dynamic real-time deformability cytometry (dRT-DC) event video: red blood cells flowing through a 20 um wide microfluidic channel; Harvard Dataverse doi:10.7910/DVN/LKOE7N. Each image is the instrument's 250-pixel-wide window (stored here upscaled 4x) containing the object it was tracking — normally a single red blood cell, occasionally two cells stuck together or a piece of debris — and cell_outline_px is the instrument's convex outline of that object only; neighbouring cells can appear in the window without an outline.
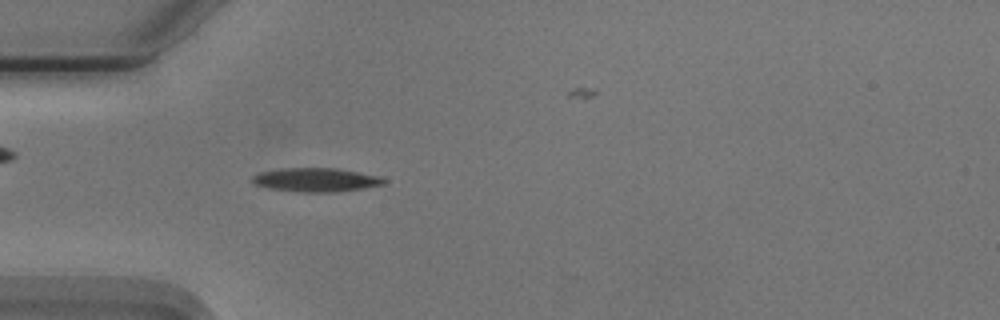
{"species": "Egyptian fruit bat (a non-hibernating species)", "species_latin": "Rousettus aegyptiacus", "temperature_condition": "cold", "stored_images_in_passage": 31, "camera_frame_rate_fps": 3000, "um_per_image_px": 0.085, "animal": {"sex": "male"}, "frame": {"image": 1, "passage_image": 1, "time_ms": 0.0, "image_size_px": [1000, 320], "cell_outline_px": [[388, 180], [384, 184], [364, 188], [336, 192], [296, 192], [268, 188], [252, 184], [252, 176], [260, 172], [280, 168], [336, 168], [380, 176]], "centroid_in_image_um": [26.84, 15.29], "position_along_channel_um": 58.2, "area_um2": 18.44}}
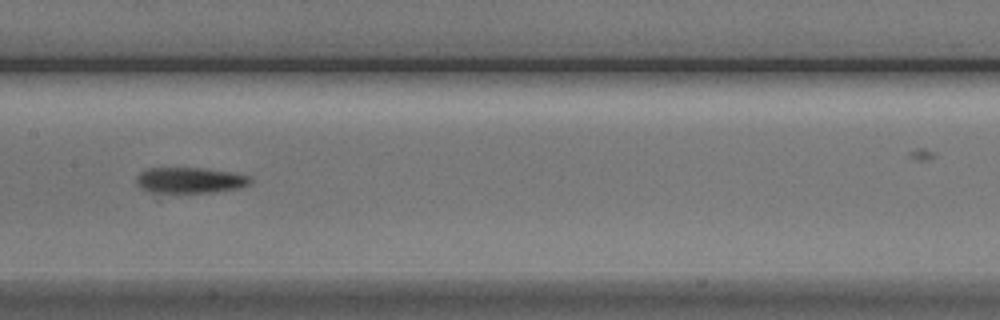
{"frame": {"image": 2, "passage_image": 12, "time_ms": 3.667, "image_size_px": [1000, 320], "cell_outline_px": [[252, 184], [240, 188], [216, 192], [176, 196], [148, 192], [140, 188], [136, 184], [136, 176], [140, 172], [148, 168], [200, 168], [228, 172], [252, 176]], "centroid_in_image_um": [16.11, 15.39], "position_along_channel_um": 191.3, "area_um2": 18.21}}
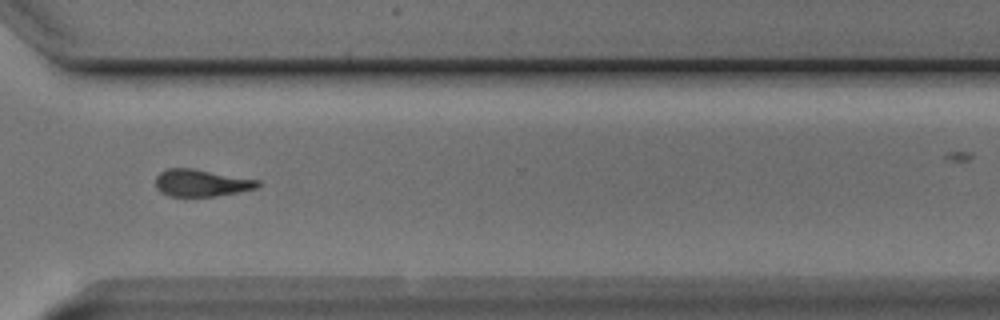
{"frame": {"image": 3, "passage_image": 25, "time_ms": 8.0, "image_size_px": [1000, 320], "cell_outline_px": [[260, 184], [256, 188], [216, 196], [168, 196], [160, 192], [156, 188], [156, 176], [160, 172], [168, 168], [192, 168], [260, 180]], "centroid_in_image_um": [17.08, 15.54], "position_along_channel_um": 353.5, "area_um2": 16.07}, "authors_computed_cell_mechanics": {"area_um2": 16.9354, "velocity_mm_per_s": 3.7484, "shape_relaxation_time_tau1_ms": 2.6803, "shape_relaxation_time_tau2_ms": null, "deformation_change_tau1": 0.1571, "deformation_change_tau2": null}}